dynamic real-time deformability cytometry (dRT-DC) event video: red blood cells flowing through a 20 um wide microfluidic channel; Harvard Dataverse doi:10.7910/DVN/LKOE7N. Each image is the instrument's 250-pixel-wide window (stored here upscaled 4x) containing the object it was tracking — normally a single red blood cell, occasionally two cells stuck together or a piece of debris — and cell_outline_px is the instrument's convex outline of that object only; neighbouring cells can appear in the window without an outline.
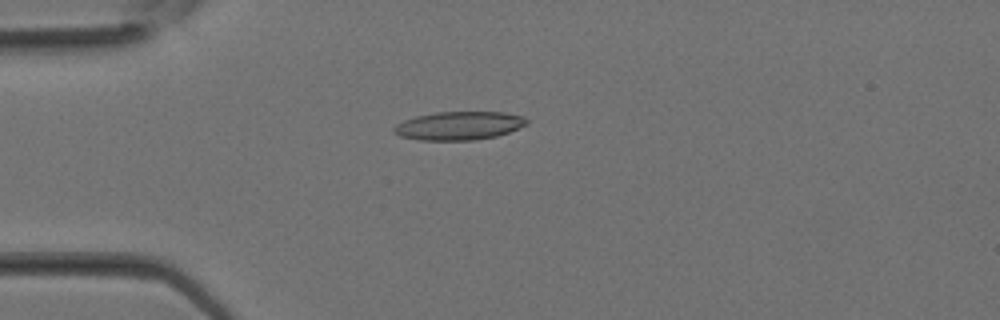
{"species": "Egyptian fruit bat (a non-hibernating species)", "species_latin": "Rousettus aegyptiacus", "temperature_condition": "room temperature", "stored_images_in_passage": 27, "camera_frame_rate_fps": 3000, "um_per_image_px": 0.085, "animal": {"sex": "female"}, "frame": {"image": 1, "passage_image": 3, "time_ms": 0.667, "image_size_px": [1000, 320], "cell_outline_px": [[528, 124], [508, 132], [496, 136], [472, 140], [420, 140], [400, 136], [392, 132], [392, 128], [396, 124], [404, 120], [416, 116], [436, 112], [504, 112], [524, 116], [528, 120]], "centroid_in_image_um": [39.0, 10.68], "position_along_channel_um": 46.0, "area_um2": 22.02}}
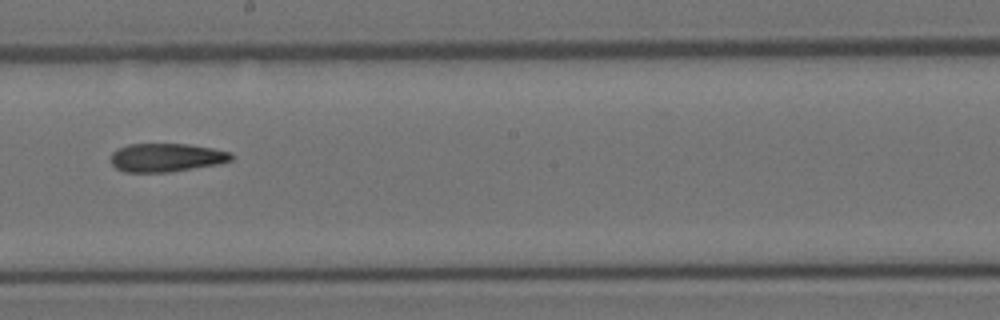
{"frame": {"image": 2, "passage_image": 13, "time_ms": 4.0, "image_size_px": [1000, 320], "cell_outline_px": [[232, 160], [216, 164], [168, 172], [124, 172], [116, 168], [112, 164], [112, 152], [128, 144], [188, 144], [212, 148], [232, 152]], "centroid_in_image_um": [14.13, 13.39], "position_along_channel_um": 234.1, "area_um2": 19.77}}
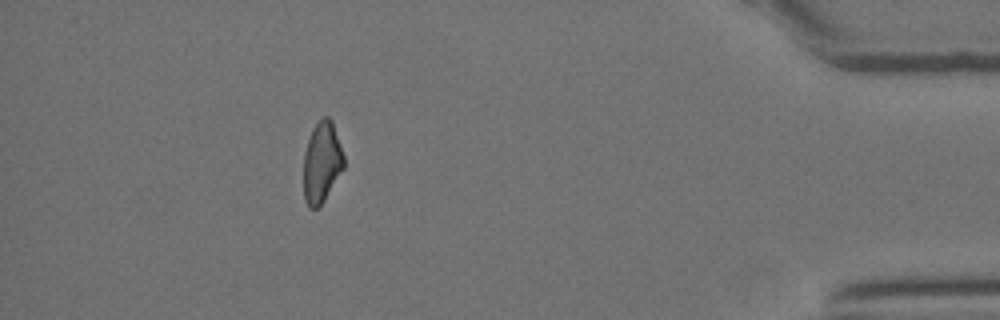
{"frame": {"image": 3, "passage_image": 24, "time_ms": 7.667, "image_size_px": [1000, 320], "cell_outline_px": [[344, 168], [324, 200], [316, 208], [308, 208], [304, 200], [304, 152], [312, 128], [324, 116], [328, 116], [332, 120], [344, 156]], "centroid_in_image_um": [27.35, 13.79], "position_along_channel_um": 407.9, "area_um2": 18.9}}